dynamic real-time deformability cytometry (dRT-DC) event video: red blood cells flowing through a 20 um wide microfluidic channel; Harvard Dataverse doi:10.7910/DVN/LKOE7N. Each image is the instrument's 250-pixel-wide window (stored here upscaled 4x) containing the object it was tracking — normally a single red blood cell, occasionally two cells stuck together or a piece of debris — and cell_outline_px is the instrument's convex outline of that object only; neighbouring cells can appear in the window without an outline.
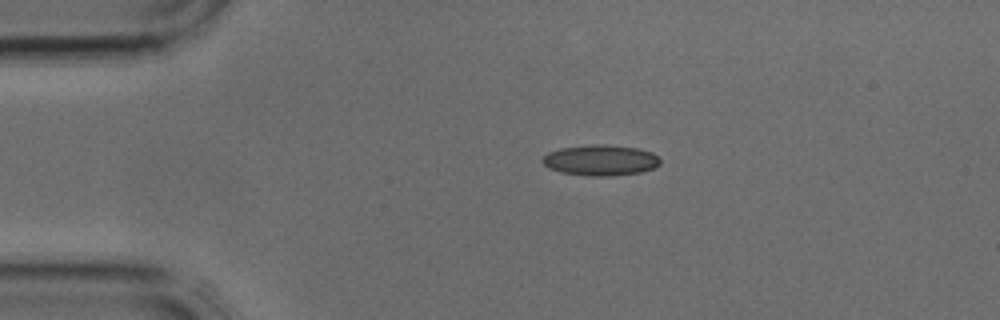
{"species": "common noctule bat (a hibernating species)", "species_latin": "Nyctalus noctula", "temperature_condition": "cold", "stored_images_in_passage": 4, "camera_frame_rate_fps": 3000, "um_per_image_px": 0.085, "animal": {"sex": "male", "body_mass_g": 17.9, "forearm_length_mm": 54.2}, "frame": {"image": 1, "passage_image": 4, "time_ms": 1.0, "image_size_px": [1000, 320], "cell_outline_px": [[660, 164], [652, 168], [640, 172], [612, 176], [592, 176], [560, 172], [548, 168], [540, 160], [548, 152], [560, 148], [596, 144], [604, 144], [636, 148], [652, 152], [660, 160]], "centroid_in_image_um": [51.02, 13.62], "position_along_channel_um": 34.0, "area_um2": 20.98}}